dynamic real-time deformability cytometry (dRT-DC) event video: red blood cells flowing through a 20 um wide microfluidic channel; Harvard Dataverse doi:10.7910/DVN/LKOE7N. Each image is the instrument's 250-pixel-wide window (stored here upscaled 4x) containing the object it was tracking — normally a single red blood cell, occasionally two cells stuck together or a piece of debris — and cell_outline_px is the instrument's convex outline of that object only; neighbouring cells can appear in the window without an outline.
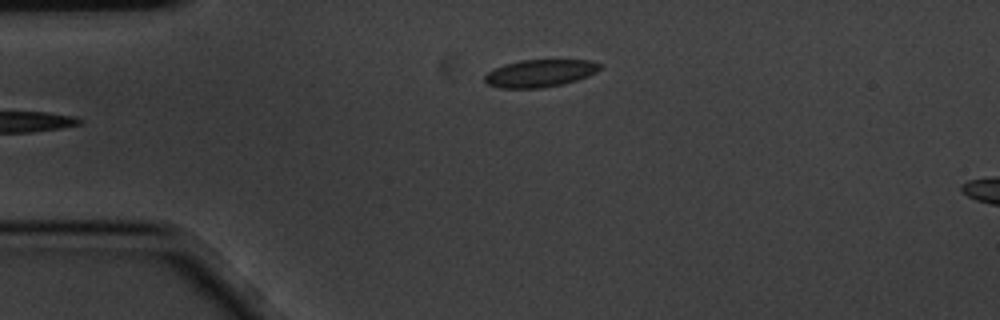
{"species": "common noctule bat (a hibernating species)", "species_latin": "Nyctalus noctula", "temperature_condition": "cold", "stored_images_in_passage": 2, "camera_frame_rate_fps": 3000, "um_per_image_px": 0.085, "animal": {"sex": "male", "body_mass_g": 20.1, "forearm_length_mm": 53.5}, "frame": {"image": 1, "passage_image": 2, "time_ms": 0.333, "image_size_px": [1000, 320], "cell_outline_px": [[600, 68], [596, 72], [588, 76], [576, 80], [560, 84], [540, 88], [500, 88], [488, 84], [484, 80], [484, 76], [488, 72], [504, 64], [520, 60], [588, 60], [600, 64]], "centroid_in_image_um": [45.87, 6.22], "position_along_channel_um": 39.1, "area_um2": 18.21}}